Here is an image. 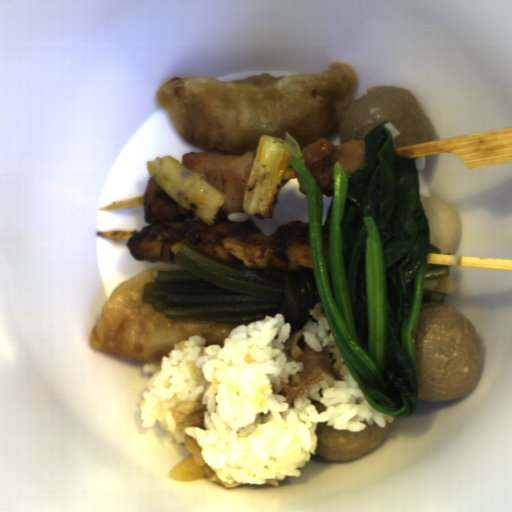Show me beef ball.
<instances>
[{
    "label": "beef ball",
    "instance_id": "c3f7d807",
    "mask_svg": "<svg viewBox=\"0 0 512 512\" xmlns=\"http://www.w3.org/2000/svg\"><path fill=\"white\" fill-rule=\"evenodd\" d=\"M418 400L456 401L472 392L481 372L477 326L461 311L420 305L412 331Z\"/></svg>",
    "mask_w": 512,
    "mask_h": 512
},
{
    "label": "beef ball",
    "instance_id": "3eea062c",
    "mask_svg": "<svg viewBox=\"0 0 512 512\" xmlns=\"http://www.w3.org/2000/svg\"><path fill=\"white\" fill-rule=\"evenodd\" d=\"M387 121L393 146L416 145L433 140L437 132L419 103L406 88L377 86L343 110L337 123L341 142L362 139Z\"/></svg>",
    "mask_w": 512,
    "mask_h": 512
},
{
    "label": "beef ball",
    "instance_id": "4961e4c8",
    "mask_svg": "<svg viewBox=\"0 0 512 512\" xmlns=\"http://www.w3.org/2000/svg\"><path fill=\"white\" fill-rule=\"evenodd\" d=\"M386 426L368 425L360 432L336 430L324 423H316L317 448L315 454L336 462L362 459L383 441L396 426L398 416Z\"/></svg>",
    "mask_w": 512,
    "mask_h": 512
}]
</instances>
